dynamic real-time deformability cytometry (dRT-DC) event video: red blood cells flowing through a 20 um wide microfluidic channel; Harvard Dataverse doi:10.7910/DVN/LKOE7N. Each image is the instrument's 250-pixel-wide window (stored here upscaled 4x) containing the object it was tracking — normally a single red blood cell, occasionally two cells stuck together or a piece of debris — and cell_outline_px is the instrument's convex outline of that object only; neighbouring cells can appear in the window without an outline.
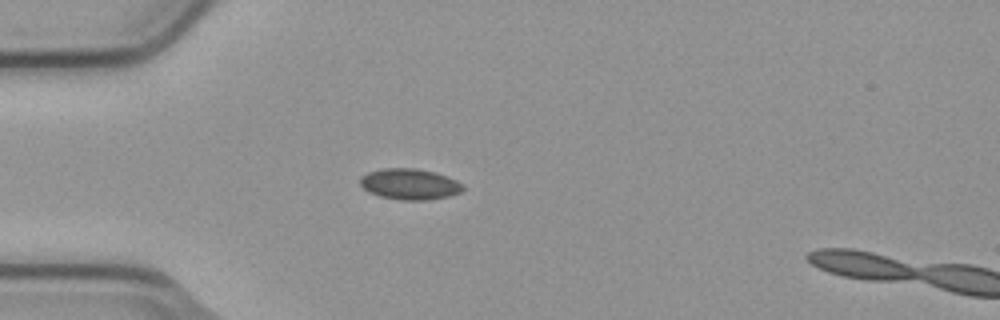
{"species": "common noctule bat (a hibernating species)", "species_latin": "Nyctalus noctula", "temperature_condition": "cold", "stored_images_in_passage": 6, "camera_frame_rate_fps": 3000, "um_per_image_px": 0.085, "animal": {"sex": "male", "body_mass_g": 23.1, "forearm_length_mm": 52.7}, "frame": {"image": 1, "passage_image": 5, "time_ms": 1.333, "image_size_px": [1000, 320], "cell_outline_px": [[464, 188], [460, 192], [448, 196], [428, 200], [400, 200], [380, 196], [368, 192], [360, 184], [360, 176], [368, 172], [384, 168], [416, 168], [448, 176], [464, 184]], "centroid_in_image_um": [34.82, 15.65], "position_along_channel_um": 50.2, "area_um2": 18.55}}